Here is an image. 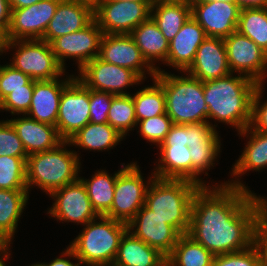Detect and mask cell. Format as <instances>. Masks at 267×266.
Wrapping results in <instances>:
<instances>
[{
  "mask_svg": "<svg viewBox=\"0 0 267 266\" xmlns=\"http://www.w3.org/2000/svg\"><path fill=\"white\" fill-rule=\"evenodd\" d=\"M256 218L252 191L232 178L197 189L187 235L214 256L239 252L253 245Z\"/></svg>",
  "mask_w": 267,
  "mask_h": 266,
  "instance_id": "1",
  "label": "cell"
},
{
  "mask_svg": "<svg viewBox=\"0 0 267 266\" xmlns=\"http://www.w3.org/2000/svg\"><path fill=\"white\" fill-rule=\"evenodd\" d=\"M259 84L251 78L233 73L203 82L208 119L223 122L242 132L250 125L252 99Z\"/></svg>",
  "mask_w": 267,
  "mask_h": 266,
  "instance_id": "2",
  "label": "cell"
},
{
  "mask_svg": "<svg viewBox=\"0 0 267 266\" xmlns=\"http://www.w3.org/2000/svg\"><path fill=\"white\" fill-rule=\"evenodd\" d=\"M66 146H70V143L63 141L54 149L34 153L27 157L26 182L28 191L37 186L50 195L53 191L79 178L81 167L79 153L74 150H67Z\"/></svg>",
  "mask_w": 267,
  "mask_h": 266,
  "instance_id": "3",
  "label": "cell"
},
{
  "mask_svg": "<svg viewBox=\"0 0 267 266\" xmlns=\"http://www.w3.org/2000/svg\"><path fill=\"white\" fill-rule=\"evenodd\" d=\"M199 187L185 179L154 177L147 190L145 206L181 235L187 234L192 200Z\"/></svg>",
  "mask_w": 267,
  "mask_h": 266,
  "instance_id": "4",
  "label": "cell"
},
{
  "mask_svg": "<svg viewBox=\"0 0 267 266\" xmlns=\"http://www.w3.org/2000/svg\"><path fill=\"white\" fill-rule=\"evenodd\" d=\"M154 79L163 87L166 113L173 124L209 122L203 82L187 74L176 76L159 68Z\"/></svg>",
  "mask_w": 267,
  "mask_h": 266,
  "instance_id": "5",
  "label": "cell"
},
{
  "mask_svg": "<svg viewBox=\"0 0 267 266\" xmlns=\"http://www.w3.org/2000/svg\"><path fill=\"white\" fill-rule=\"evenodd\" d=\"M84 226L69 245L81 265L112 266L121 238L128 230L127 223L98 216Z\"/></svg>",
  "mask_w": 267,
  "mask_h": 266,
  "instance_id": "6",
  "label": "cell"
},
{
  "mask_svg": "<svg viewBox=\"0 0 267 266\" xmlns=\"http://www.w3.org/2000/svg\"><path fill=\"white\" fill-rule=\"evenodd\" d=\"M11 48L16 50L9 64L32 80H54L65 75L66 69L59 64L50 43L45 40H4L3 52Z\"/></svg>",
  "mask_w": 267,
  "mask_h": 266,
  "instance_id": "7",
  "label": "cell"
},
{
  "mask_svg": "<svg viewBox=\"0 0 267 266\" xmlns=\"http://www.w3.org/2000/svg\"><path fill=\"white\" fill-rule=\"evenodd\" d=\"M151 174L144 181L137 162L128 164L117 176L113 203L105 216L128 223L145 205L148 187L155 177Z\"/></svg>",
  "mask_w": 267,
  "mask_h": 266,
  "instance_id": "8",
  "label": "cell"
},
{
  "mask_svg": "<svg viewBox=\"0 0 267 266\" xmlns=\"http://www.w3.org/2000/svg\"><path fill=\"white\" fill-rule=\"evenodd\" d=\"M153 2L101 0L94 19L104 34H130L151 16Z\"/></svg>",
  "mask_w": 267,
  "mask_h": 266,
  "instance_id": "9",
  "label": "cell"
},
{
  "mask_svg": "<svg viewBox=\"0 0 267 266\" xmlns=\"http://www.w3.org/2000/svg\"><path fill=\"white\" fill-rule=\"evenodd\" d=\"M90 122L89 88L74 77L60 97L56 128L59 136L67 141Z\"/></svg>",
  "mask_w": 267,
  "mask_h": 266,
  "instance_id": "10",
  "label": "cell"
},
{
  "mask_svg": "<svg viewBox=\"0 0 267 266\" xmlns=\"http://www.w3.org/2000/svg\"><path fill=\"white\" fill-rule=\"evenodd\" d=\"M223 40L231 72L245 75L258 84H264L267 76V53L238 31Z\"/></svg>",
  "mask_w": 267,
  "mask_h": 266,
  "instance_id": "11",
  "label": "cell"
},
{
  "mask_svg": "<svg viewBox=\"0 0 267 266\" xmlns=\"http://www.w3.org/2000/svg\"><path fill=\"white\" fill-rule=\"evenodd\" d=\"M78 73L75 77L87 88L113 95H130L125 89L143 81L133 70L105 62L99 57L85 64Z\"/></svg>",
  "mask_w": 267,
  "mask_h": 266,
  "instance_id": "12",
  "label": "cell"
},
{
  "mask_svg": "<svg viewBox=\"0 0 267 266\" xmlns=\"http://www.w3.org/2000/svg\"><path fill=\"white\" fill-rule=\"evenodd\" d=\"M104 33L94 19L85 28L54 39L50 45L59 64L65 69V59L75 58L78 71L97 58Z\"/></svg>",
  "mask_w": 267,
  "mask_h": 266,
  "instance_id": "13",
  "label": "cell"
},
{
  "mask_svg": "<svg viewBox=\"0 0 267 266\" xmlns=\"http://www.w3.org/2000/svg\"><path fill=\"white\" fill-rule=\"evenodd\" d=\"M49 196L55 202L47 214L57 221L80 223L84 226L99 216L93 209L87 189L80 178L53 191Z\"/></svg>",
  "mask_w": 267,
  "mask_h": 266,
  "instance_id": "14",
  "label": "cell"
},
{
  "mask_svg": "<svg viewBox=\"0 0 267 266\" xmlns=\"http://www.w3.org/2000/svg\"><path fill=\"white\" fill-rule=\"evenodd\" d=\"M191 16L203 27L207 37H228L237 31L241 8L236 2L190 0Z\"/></svg>",
  "mask_w": 267,
  "mask_h": 266,
  "instance_id": "15",
  "label": "cell"
},
{
  "mask_svg": "<svg viewBox=\"0 0 267 266\" xmlns=\"http://www.w3.org/2000/svg\"><path fill=\"white\" fill-rule=\"evenodd\" d=\"M61 0H41L31 6L12 9L4 40L41 39Z\"/></svg>",
  "mask_w": 267,
  "mask_h": 266,
  "instance_id": "16",
  "label": "cell"
},
{
  "mask_svg": "<svg viewBox=\"0 0 267 266\" xmlns=\"http://www.w3.org/2000/svg\"><path fill=\"white\" fill-rule=\"evenodd\" d=\"M128 231L167 257L181 234L145 205L127 223Z\"/></svg>",
  "mask_w": 267,
  "mask_h": 266,
  "instance_id": "17",
  "label": "cell"
},
{
  "mask_svg": "<svg viewBox=\"0 0 267 266\" xmlns=\"http://www.w3.org/2000/svg\"><path fill=\"white\" fill-rule=\"evenodd\" d=\"M98 57L105 62L133 70L142 80H145L147 73L152 79L157 73L144 59L129 34H104Z\"/></svg>",
  "mask_w": 267,
  "mask_h": 266,
  "instance_id": "18",
  "label": "cell"
},
{
  "mask_svg": "<svg viewBox=\"0 0 267 266\" xmlns=\"http://www.w3.org/2000/svg\"><path fill=\"white\" fill-rule=\"evenodd\" d=\"M183 73L202 82L222 78L232 73L223 38L207 37L198 47L191 66Z\"/></svg>",
  "mask_w": 267,
  "mask_h": 266,
  "instance_id": "19",
  "label": "cell"
},
{
  "mask_svg": "<svg viewBox=\"0 0 267 266\" xmlns=\"http://www.w3.org/2000/svg\"><path fill=\"white\" fill-rule=\"evenodd\" d=\"M94 20V8L88 4L61 0L41 38L48 43L65 34L79 31Z\"/></svg>",
  "mask_w": 267,
  "mask_h": 266,
  "instance_id": "20",
  "label": "cell"
},
{
  "mask_svg": "<svg viewBox=\"0 0 267 266\" xmlns=\"http://www.w3.org/2000/svg\"><path fill=\"white\" fill-rule=\"evenodd\" d=\"M74 77L70 75L64 80H60L59 77L54 80H34L31 105L25 115L38 122L56 126L63 88Z\"/></svg>",
  "mask_w": 267,
  "mask_h": 266,
  "instance_id": "21",
  "label": "cell"
},
{
  "mask_svg": "<svg viewBox=\"0 0 267 266\" xmlns=\"http://www.w3.org/2000/svg\"><path fill=\"white\" fill-rule=\"evenodd\" d=\"M206 38L203 27L190 16L169 42V52L165 64L180 72H185L193 63L198 47Z\"/></svg>",
  "mask_w": 267,
  "mask_h": 266,
  "instance_id": "22",
  "label": "cell"
},
{
  "mask_svg": "<svg viewBox=\"0 0 267 266\" xmlns=\"http://www.w3.org/2000/svg\"><path fill=\"white\" fill-rule=\"evenodd\" d=\"M16 118H11L9 121L15 128L28 156L54 149L64 141L59 136L56 126L38 122L26 115Z\"/></svg>",
  "mask_w": 267,
  "mask_h": 266,
  "instance_id": "23",
  "label": "cell"
},
{
  "mask_svg": "<svg viewBox=\"0 0 267 266\" xmlns=\"http://www.w3.org/2000/svg\"><path fill=\"white\" fill-rule=\"evenodd\" d=\"M191 16L190 0H154L151 18L170 42Z\"/></svg>",
  "mask_w": 267,
  "mask_h": 266,
  "instance_id": "24",
  "label": "cell"
},
{
  "mask_svg": "<svg viewBox=\"0 0 267 266\" xmlns=\"http://www.w3.org/2000/svg\"><path fill=\"white\" fill-rule=\"evenodd\" d=\"M129 35L135 41L144 59L154 70L159 69V67H155L157 60L163 62V64L166 63L169 41L151 17L139 24Z\"/></svg>",
  "mask_w": 267,
  "mask_h": 266,
  "instance_id": "25",
  "label": "cell"
},
{
  "mask_svg": "<svg viewBox=\"0 0 267 266\" xmlns=\"http://www.w3.org/2000/svg\"><path fill=\"white\" fill-rule=\"evenodd\" d=\"M28 200V190L0 189V245L12 244Z\"/></svg>",
  "mask_w": 267,
  "mask_h": 266,
  "instance_id": "26",
  "label": "cell"
},
{
  "mask_svg": "<svg viewBox=\"0 0 267 266\" xmlns=\"http://www.w3.org/2000/svg\"><path fill=\"white\" fill-rule=\"evenodd\" d=\"M160 157L155 177L191 181V153L186 145H159Z\"/></svg>",
  "mask_w": 267,
  "mask_h": 266,
  "instance_id": "27",
  "label": "cell"
},
{
  "mask_svg": "<svg viewBox=\"0 0 267 266\" xmlns=\"http://www.w3.org/2000/svg\"><path fill=\"white\" fill-rule=\"evenodd\" d=\"M238 134L247 136L249 141L233 165L231 176L235 178L246 174L247 171H260L267 167V132H257L248 126Z\"/></svg>",
  "mask_w": 267,
  "mask_h": 266,
  "instance_id": "28",
  "label": "cell"
},
{
  "mask_svg": "<svg viewBox=\"0 0 267 266\" xmlns=\"http://www.w3.org/2000/svg\"><path fill=\"white\" fill-rule=\"evenodd\" d=\"M164 257L127 230L121 238L112 266H155Z\"/></svg>",
  "mask_w": 267,
  "mask_h": 266,
  "instance_id": "29",
  "label": "cell"
},
{
  "mask_svg": "<svg viewBox=\"0 0 267 266\" xmlns=\"http://www.w3.org/2000/svg\"><path fill=\"white\" fill-rule=\"evenodd\" d=\"M123 138L109 123L89 122L67 141L72 147H81L90 151H106L113 149Z\"/></svg>",
  "mask_w": 267,
  "mask_h": 266,
  "instance_id": "30",
  "label": "cell"
},
{
  "mask_svg": "<svg viewBox=\"0 0 267 266\" xmlns=\"http://www.w3.org/2000/svg\"><path fill=\"white\" fill-rule=\"evenodd\" d=\"M126 166L122 164L121 167L123 168H120L113 176L109 175L105 170H98L91 176V179L79 177L87 189L93 209L99 216H105L110 211L114 199L117 176Z\"/></svg>",
  "mask_w": 267,
  "mask_h": 266,
  "instance_id": "31",
  "label": "cell"
},
{
  "mask_svg": "<svg viewBox=\"0 0 267 266\" xmlns=\"http://www.w3.org/2000/svg\"><path fill=\"white\" fill-rule=\"evenodd\" d=\"M173 266H212L214 255L189 235H181L167 256Z\"/></svg>",
  "mask_w": 267,
  "mask_h": 266,
  "instance_id": "32",
  "label": "cell"
},
{
  "mask_svg": "<svg viewBox=\"0 0 267 266\" xmlns=\"http://www.w3.org/2000/svg\"><path fill=\"white\" fill-rule=\"evenodd\" d=\"M152 80L153 86H145L132 95L137 122L166 113L163 87Z\"/></svg>",
  "mask_w": 267,
  "mask_h": 266,
  "instance_id": "33",
  "label": "cell"
},
{
  "mask_svg": "<svg viewBox=\"0 0 267 266\" xmlns=\"http://www.w3.org/2000/svg\"><path fill=\"white\" fill-rule=\"evenodd\" d=\"M237 31L267 53V7L241 9Z\"/></svg>",
  "mask_w": 267,
  "mask_h": 266,
  "instance_id": "34",
  "label": "cell"
},
{
  "mask_svg": "<svg viewBox=\"0 0 267 266\" xmlns=\"http://www.w3.org/2000/svg\"><path fill=\"white\" fill-rule=\"evenodd\" d=\"M108 122L123 137L137 127L132 95H116L108 111ZM133 128V129H132Z\"/></svg>",
  "mask_w": 267,
  "mask_h": 266,
  "instance_id": "35",
  "label": "cell"
},
{
  "mask_svg": "<svg viewBox=\"0 0 267 266\" xmlns=\"http://www.w3.org/2000/svg\"><path fill=\"white\" fill-rule=\"evenodd\" d=\"M221 145L222 144H196L188 146L191 153V182L196 183L198 186H208L206 185L208 183L198 176L203 173H205L204 176L208 175L206 171L210 170L211 166L214 167V161L220 154Z\"/></svg>",
  "mask_w": 267,
  "mask_h": 266,
  "instance_id": "36",
  "label": "cell"
},
{
  "mask_svg": "<svg viewBox=\"0 0 267 266\" xmlns=\"http://www.w3.org/2000/svg\"><path fill=\"white\" fill-rule=\"evenodd\" d=\"M26 160L27 157L0 156V189L28 190Z\"/></svg>",
  "mask_w": 267,
  "mask_h": 266,
  "instance_id": "37",
  "label": "cell"
},
{
  "mask_svg": "<svg viewBox=\"0 0 267 266\" xmlns=\"http://www.w3.org/2000/svg\"><path fill=\"white\" fill-rule=\"evenodd\" d=\"M139 125V132L145 140L159 146L165 139L167 133L170 131L173 121L165 114L151 117L137 122Z\"/></svg>",
  "mask_w": 267,
  "mask_h": 266,
  "instance_id": "38",
  "label": "cell"
},
{
  "mask_svg": "<svg viewBox=\"0 0 267 266\" xmlns=\"http://www.w3.org/2000/svg\"><path fill=\"white\" fill-rule=\"evenodd\" d=\"M0 156L28 157L9 119L0 121Z\"/></svg>",
  "mask_w": 267,
  "mask_h": 266,
  "instance_id": "39",
  "label": "cell"
},
{
  "mask_svg": "<svg viewBox=\"0 0 267 266\" xmlns=\"http://www.w3.org/2000/svg\"><path fill=\"white\" fill-rule=\"evenodd\" d=\"M212 266H263L259 252L255 245L233 253L216 255L213 258Z\"/></svg>",
  "mask_w": 267,
  "mask_h": 266,
  "instance_id": "40",
  "label": "cell"
},
{
  "mask_svg": "<svg viewBox=\"0 0 267 266\" xmlns=\"http://www.w3.org/2000/svg\"><path fill=\"white\" fill-rule=\"evenodd\" d=\"M33 88L34 80H31L26 89L11 90V93L3 99L1 110L9 111L11 115H25L31 105Z\"/></svg>",
  "mask_w": 267,
  "mask_h": 266,
  "instance_id": "41",
  "label": "cell"
},
{
  "mask_svg": "<svg viewBox=\"0 0 267 266\" xmlns=\"http://www.w3.org/2000/svg\"><path fill=\"white\" fill-rule=\"evenodd\" d=\"M32 79L15 69L9 63L0 65V96L2 100L11 93V90L26 89V85Z\"/></svg>",
  "mask_w": 267,
  "mask_h": 266,
  "instance_id": "42",
  "label": "cell"
},
{
  "mask_svg": "<svg viewBox=\"0 0 267 266\" xmlns=\"http://www.w3.org/2000/svg\"><path fill=\"white\" fill-rule=\"evenodd\" d=\"M216 127L217 125L209 122L187 124V147L196 144H221Z\"/></svg>",
  "mask_w": 267,
  "mask_h": 266,
  "instance_id": "43",
  "label": "cell"
},
{
  "mask_svg": "<svg viewBox=\"0 0 267 266\" xmlns=\"http://www.w3.org/2000/svg\"><path fill=\"white\" fill-rule=\"evenodd\" d=\"M116 95L89 89V103H90V122L91 123H107L108 111L111 106L112 99Z\"/></svg>",
  "mask_w": 267,
  "mask_h": 266,
  "instance_id": "44",
  "label": "cell"
},
{
  "mask_svg": "<svg viewBox=\"0 0 267 266\" xmlns=\"http://www.w3.org/2000/svg\"><path fill=\"white\" fill-rule=\"evenodd\" d=\"M265 84H259L252 99L250 127L257 132H267V101H261Z\"/></svg>",
  "mask_w": 267,
  "mask_h": 266,
  "instance_id": "45",
  "label": "cell"
},
{
  "mask_svg": "<svg viewBox=\"0 0 267 266\" xmlns=\"http://www.w3.org/2000/svg\"><path fill=\"white\" fill-rule=\"evenodd\" d=\"M263 266H267V220L256 219L254 227V242Z\"/></svg>",
  "mask_w": 267,
  "mask_h": 266,
  "instance_id": "46",
  "label": "cell"
},
{
  "mask_svg": "<svg viewBox=\"0 0 267 266\" xmlns=\"http://www.w3.org/2000/svg\"><path fill=\"white\" fill-rule=\"evenodd\" d=\"M160 145H186L187 146V124H173Z\"/></svg>",
  "mask_w": 267,
  "mask_h": 266,
  "instance_id": "47",
  "label": "cell"
},
{
  "mask_svg": "<svg viewBox=\"0 0 267 266\" xmlns=\"http://www.w3.org/2000/svg\"><path fill=\"white\" fill-rule=\"evenodd\" d=\"M12 9L8 0H0V35L5 38L9 31Z\"/></svg>",
  "mask_w": 267,
  "mask_h": 266,
  "instance_id": "48",
  "label": "cell"
},
{
  "mask_svg": "<svg viewBox=\"0 0 267 266\" xmlns=\"http://www.w3.org/2000/svg\"><path fill=\"white\" fill-rule=\"evenodd\" d=\"M65 256H66V258H65ZM69 258L70 259L77 260L78 263L71 262L69 260ZM40 264L42 266H80L81 265V262L76 257L74 251L68 246L65 251H62L61 257H57V258L53 259L50 263L42 262Z\"/></svg>",
  "mask_w": 267,
  "mask_h": 266,
  "instance_id": "49",
  "label": "cell"
},
{
  "mask_svg": "<svg viewBox=\"0 0 267 266\" xmlns=\"http://www.w3.org/2000/svg\"><path fill=\"white\" fill-rule=\"evenodd\" d=\"M254 202L257 207V218L267 220V199L265 197L257 196L256 193H252Z\"/></svg>",
  "mask_w": 267,
  "mask_h": 266,
  "instance_id": "50",
  "label": "cell"
},
{
  "mask_svg": "<svg viewBox=\"0 0 267 266\" xmlns=\"http://www.w3.org/2000/svg\"><path fill=\"white\" fill-rule=\"evenodd\" d=\"M236 3L241 9L267 7V0H236Z\"/></svg>",
  "mask_w": 267,
  "mask_h": 266,
  "instance_id": "51",
  "label": "cell"
},
{
  "mask_svg": "<svg viewBox=\"0 0 267 266\" xmlns=\"http://www.w3.org/2000/svg\"><path fill=\"white\" fill-rule=\"evenodd\" d=\"M11 9H20L24 7L31 6L32 4H37L41 0H8Z\"/></svg>",
  "mask_w": 267,
  "mask_h": 266,
  "instance_id": "52",
  "label": "cell"
},
{
  "mask_svg": "<svg viewBox=\"0 0 267 266\" xmlns=\"http://www.w3.org/2000/svg\"><path fill=\"white\" fill-rule=\"evenodd\" d=\"M11 245H0V266H6L5 261L9 259Z\"/></svg>",
  "mask_w": 267,
  "mask_h": 266,
  "instance_id": "53",
  "label": "cell"
},
{
  "mask_svg": "<svg viewBox=\"0 0 267 266\" xmlns=\"http://www.w3.org/2000/svg\"><path fill=\"white\" fill-rule=\"evenodd\" d=\"M72 1H77L81 3H85L90 5L91 7L95 8L101 0H72Z\"/></svg>",
  "mask_w": 267,
  "mask_h": 266,
  "instance_id": "54",
  "label": "cell"
},
{
  "mask_svg": "<svg viewBox=\"0 0 267 266\" xmlns=\"http://www.w3.org/2000/svg\"><path fill=\"white\" fill-rule=\"evenodd\" d=\"M155 266H173L170 259L168 257H164L159 263Z\"/></svg>",
  "mask_w": 267,
  "mask_h": 266,
  "instance_id": "55",
  "label": "cell"
},
{
  "mask_svg": "<svg viewBox=\"0 0 267 266\" xmlns=\"http://www.w3.org/2000/svg\"><path fill=\"white\" fill-rule=\"evenodd\" d=\"M4 38L0 35V55L3 53Z\"/></svg>",
  "mask_w": 267,
  "mask_h": 266,
  "instance_id": "56",
  "label": "cell"
},
{
  "mask_svg": "<svg viewBox=\"0 0 267 266\" xmlns=\"http://www.w3.org/2000/svg\"><path fill=\"white\" fill-rule=\"evenodd\" d=\"M116 1H138V2H154V0H116Z\"/></svg>",
  "mask_w": 267,
  "mask_h": 266,
  "instance_id": "57",
  "label": "cell"
},
{
  "mask_svg": "<svg viewBox=\"0 0 267 266\" xmlns=\"http://www.w3.org/2000/svg\"><path fill=\"white\" fill-rule=\"evenodd\" d=\"M214 1L236 2V0H214Z\"/></svg>",
  "mask_w": 267,
  "mask_h": 266,
  "instance_id": "58",
  "label": "cell"
},
{
  "mask_svg": "<svg viewBox=\"0 0 267 266\" xmlns=\"http://www.w3.org/2000/svg\"><path fill=\"white\" fill-rule=\"evenodd\" d=\"M31 266H42L40 263L31 264Z\"/></svg>",
  "mask_w": 267,
  "mask_h": 266,
  "instance_id": "59",
  "label": "cell"
},
{
  "mask_svg": "<svg viewBox=\"0 0 267 266\" xmlns=\"http://www.w3.org/2000/svg\"><path fill=\"white\" fill-rule=\"evenodd\" d=\"M2 98H1V96H0V111H1V106H2Z\"/></svg>",
  "mask_w": 267,
  "mask_h": 266,
  "instance_id": "60",
  "label": "cell"
}]
</instances>
